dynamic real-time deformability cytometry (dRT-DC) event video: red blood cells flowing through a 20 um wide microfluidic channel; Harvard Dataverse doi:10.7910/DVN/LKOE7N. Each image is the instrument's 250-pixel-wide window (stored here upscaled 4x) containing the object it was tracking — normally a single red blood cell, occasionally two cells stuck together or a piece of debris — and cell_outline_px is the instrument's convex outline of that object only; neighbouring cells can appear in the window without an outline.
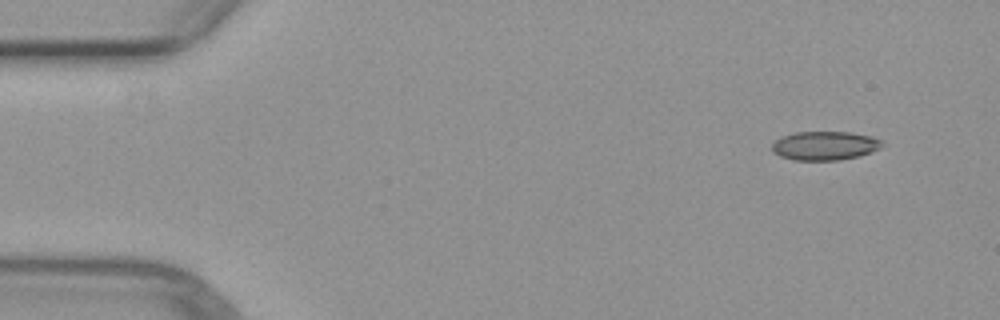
{"species": "common noctule bat (a hibernating species)", "species_latin": "Nyctalus noctula", "temperature_condition": "warm", "stored_images_in_passage": 5, "camera_frame_rate_fps": 3000, "um_per_image_px": 0.085, "animal": {"sex": "female", "body_mass_g": 29.2, "forearm_length_mm": 56.3}, "frame": {"image": 1, "passage_image": 2, "time_ms": 1.333, "image_size_px": [1000, 320], "cell_outline_px": [[884, 144], [880, 148], [860, 156], [840, 160], [792, 160], [780, 156], [772, 152], [772, 144], [780, 136], [796, 132], [848, 132], [872, 136], [880, 140]], "centroid_in_image_um": [70.09, 12.39], "position_along_channel_um": 14.9, "area_um2": 18.61}}